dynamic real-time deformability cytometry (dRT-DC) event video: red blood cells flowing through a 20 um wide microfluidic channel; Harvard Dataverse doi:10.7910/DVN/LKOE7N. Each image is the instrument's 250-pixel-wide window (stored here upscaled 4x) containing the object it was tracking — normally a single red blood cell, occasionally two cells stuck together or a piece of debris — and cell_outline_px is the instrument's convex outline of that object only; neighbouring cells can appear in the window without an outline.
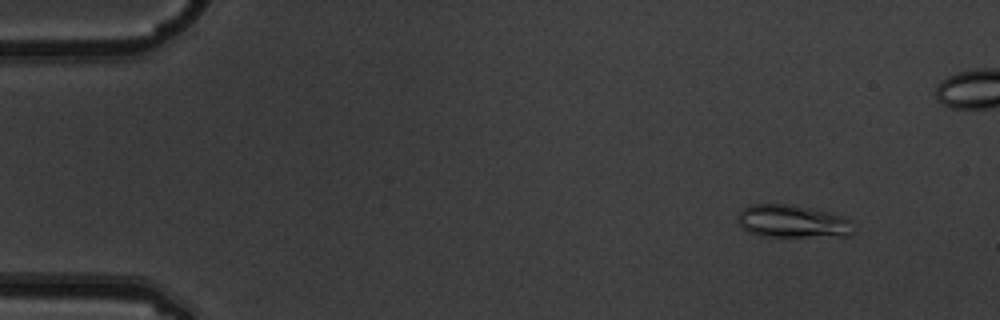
{"species": "common noctule bat (a hibernating species)", "species_latin": "Nyctalus noctula", "temperature_condition": "warm", "stored_images_in_passage": 6, "camera_frame_rate_fps": 3000, "um_per_image_px": 0.085, "animal": {"sex": "male", "body_mass_g": 19.5, "forearm_length_mm": 54.6}, "frame": {"image": 1, "passage_image": 2, "time_ms": 0.333, "image_size_px": [1000, 320], "cell_outline_px": [[856, 232], [852, 236], [760, 236], [748, 232], [736, 220], [740, 212], [744, 208], [752, 204], [788, 204], [828, 212], [844, 216], [852, 220]], "centroid_in_image_um": [67.43, 18.83], "position_along_channel_um": 17.6, "area_um2": 22.25}}